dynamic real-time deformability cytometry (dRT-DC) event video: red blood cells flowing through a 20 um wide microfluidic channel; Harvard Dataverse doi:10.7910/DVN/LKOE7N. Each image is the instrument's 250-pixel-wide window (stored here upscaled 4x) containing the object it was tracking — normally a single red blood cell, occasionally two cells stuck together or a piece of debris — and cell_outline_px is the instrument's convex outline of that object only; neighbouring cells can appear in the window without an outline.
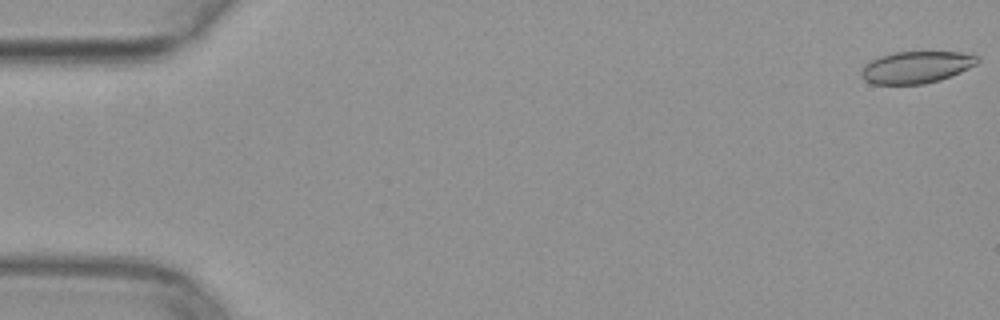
{"species": "common noctule bat (a hibernating species)", "species_latin": "Nyctalus noctula", "temperature_condition": "warm", "stored_images_in_passage": 51, "camera_frame_rate_fps": 3000, "um_per_image_px": 0.085, "animal": {"sex": "female", "body_mass_g": 29.2, "forearm_length_mm": 56.3}, "frame": {"image": 1, "passage_image": 1, "time_ms": 0.0, "image_size_px": [1000, 320], "cell_outline_px": [[980, 60], [976, 64], [960, 72], [940, 80], [924, 84], [872, 84], [864, 80], [860, 76], [860, 68], [868, 60], [892, 52], [960, 52], [980, 56]], "centroid_in_image_um": [77.83, 5.71], "position_along_channel_um": 7.2, "area_um2": 21.91}}
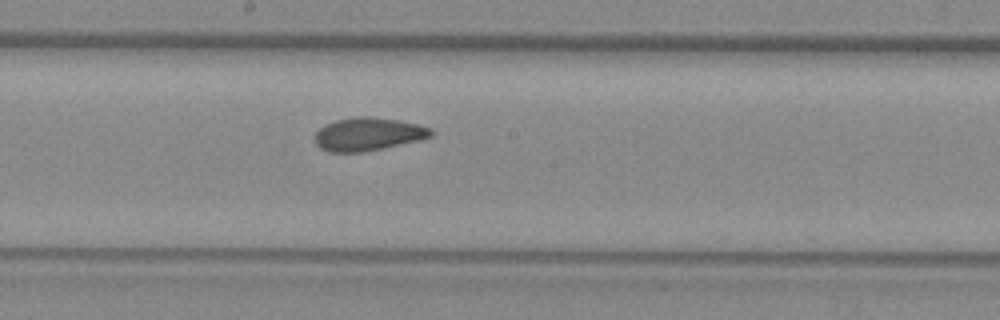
{"frame": {"image": 2, "passage_image": 28, "time_ms": 9.0, "image_size_px": [1000, 320], "cell_outline_px": [[432, 136], [416, 140], [380, 148], [360, 152], [328, 152], [320, 148], [316, 144], [316, 132], [324, 124], [336, 120], [356, 116], [368, 116], [396, 120], [416, 124], [432, 128]], "centroid_in_image_um": [31.23, 11.39], "position_along_channel_um": 217.0, "area_um2": 21.96}}
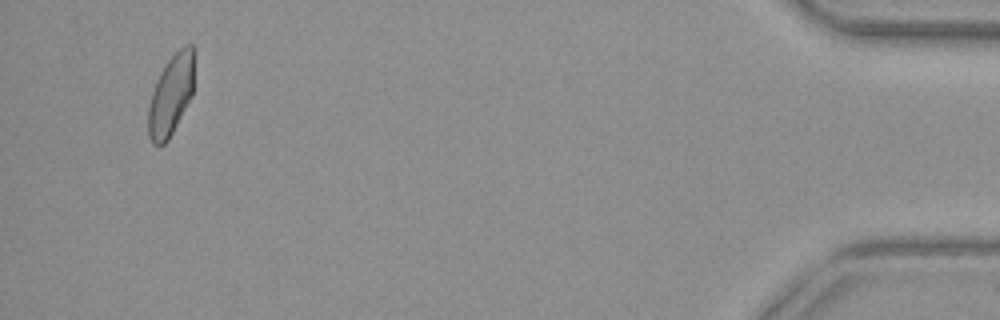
{"frame": {"image": 3, "passage_image": 49, "time_ms": 16.0, "image_size_px": [1000, 320], "cell_outline_px": [[192, 96], [168, 140], [164, 144], [156, 148], [152, 144], [148, 136], [148, 108], [152, 92], [156, 80], [160, 72], [168, 60], [184, 44], [192, 44]], "centroid_in_image_um": [14.48, 8.15], "position_along_channel_um": 420.7, "area_um2": 21.33}}